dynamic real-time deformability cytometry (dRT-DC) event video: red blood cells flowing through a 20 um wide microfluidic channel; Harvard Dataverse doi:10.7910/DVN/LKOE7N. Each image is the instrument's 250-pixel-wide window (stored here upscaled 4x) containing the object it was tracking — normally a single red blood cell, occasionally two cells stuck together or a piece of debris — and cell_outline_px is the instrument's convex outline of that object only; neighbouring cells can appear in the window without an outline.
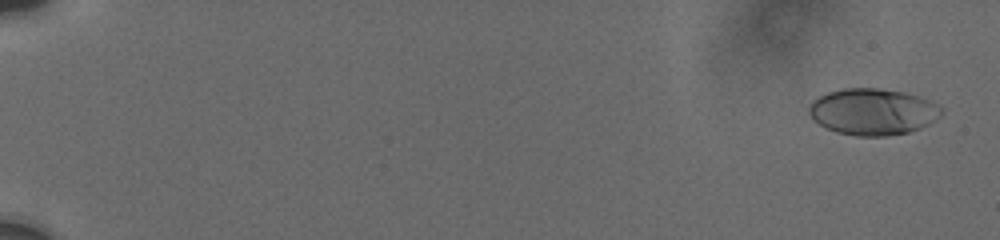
{"species": "human", "species_latin": "Homo sapiens", "temperature_condition": "cold", "stored_images_in_passage": 26, "camera_frame_rate_fps": 3000, "um_per_image_px": 0.085, "donor": {"sex": "male"}, "frame": {"image": 1, "passage_image": 3, "time_ms": 0.667, "image_size_px": [1000, 240], "cell_outline_px": [[944, 112], [940, 116], [928, 124], [920, 128], [908, 132], [888, 136], [856, 136], [836, 132], [824, 128], [812, 120], [808, 112], [808, 108], [812, 100], [828, 92], [844, 88], [876, 88], [904, 92], [920, 96], [944, 108]], "centroid_in_image_um": [74.17, 9.5], "position_along_channel_um": 10.8, "area_um2": 36.18}}